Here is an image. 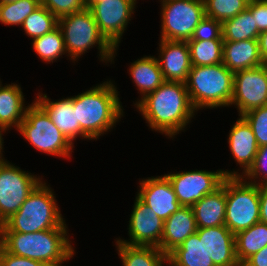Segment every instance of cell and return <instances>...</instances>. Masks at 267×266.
I'll return each instance as SVG.
<instances>
[{
    "instance_id": "1",
    "label": "cell",
    "mask_w": 267,
    "mask_h": 266,
    "mask_svg": "<svg viewBox=\"0 0 267 266\" xmlns=\"http://www.w3.org/2000/svg\"><path fill=\"white\" fill-rule=\"evenodd\" d=\"M135 107L152 131L165 134L172 140L179 132L186 131L197 114L184 82L165 81Z\"/></svg>"
},
{
    "instance_id": "2",
    "label": "cell",
    "mask_w": 267,
    "mask_h": 266,
    "mask_svg": "<svg viewBox=\"0 0 267 266\" xmlns=\"http://www.w3.org/2000/svg\"><path fill=\"white\" fill-rule=\"evenodd\" d=\"M117 87L111 80L74 96V110L81 130L92 140L116 127L124 116Z\"/></svg>"
},
{
    "instance_id": "3",
    "label": "cell",
    "mask_w": 267,
    "mask_h": 266,
    "mask_svg": "<svg viewBox=\"0 0 267 266\" xmlns=\"http://www.w3.org/2000/svg\"><path fill=\"white\" fill-rule=\"evenodd\" d=\"M67 229L56 227L34 233L0 232V245L13 255L37 260L47 266H63L75 255Z\"/></svg>"
},
{
    "instance_id": "4",
    "label": "cell",
    "mask_w": 267,
    "mask_h": 266,
    "mask_svg": "<svg viewBox=\"0 0 267 266\" xmlns=\"http://www.w3.org/2000/svg\"><path fill=\"white\" fill-rule=\"evenodd\" d=\"M50 185L41 181L19 210L0 225V232L34 233L67 227Z\"/></svg>"
},
{
    "instance_id": "5",
    "label": "cell",
    "mask_w": 267,
    "mask_h": 266,
    "mask_svg": "<svg viewBox=\"0 0 267 266\" xmlns=\"http://www.w3.org/2000/svg\"><path fill=\"white\" fill-rule=\"evenodd\" d=\"M58 27L62 32L65 49L69 59L74 63L90 48L98 49V58L105 64H114L117 47H113L100 33L93 14L88 8L58 18ZM84 53V54H83Z\"/></svg>"
},
{
    "instance_id": "6",
    "label": "cell",
    "mask_w": 267,
    "mask_h": 266,
    "mask_svg": "<svg viewBox=\"0 0 267 266\" xmlns=\"http://www.w3.org/2000/svg\"><path fill=\"white\" fill-rule=\"evenodd\" d=\"M196 111L229 107L233 95L234 73L223 63L192 66L185 82Z\"/></svg>"
},
{
    "instance_id": "7",
    "label": "cell",
    "mask_w": 267,
    "mask_h": 266,
    "mask_svg": "<svg viewBox=\"0 0 267 266\" xmlns=\"http://www.w3.org/2000/svg\"><path fill=\"white\" fill-rule=\"evenodd\" d=\"M17 131L41 153L71 158L75 147L53 124L47 113L33 100Z\"/></svg>"
},
{
    "instance_id": "8",
    "label": "cell",
    "mask_w": 267,
    "mask_h": 266,
    "mask_svg": "<svg viewBox=\"0 0 267 266\" xmlns=\"http://www.w3.org/2000/svg\"><path fill=\"white\" fill-rule=\"evenodd\" d=\"M260 222L258 185L242 177H226L225 226L235 235Z\"/></svg>"
},
{
    "instance_id": "9",
    "label": "cell",
    "mask_w": 267,
    "mask_h": 266,
    "mask_svg": "<svg viewBox=\"0 0 267 266\" xmlns=\"http://www.w3.org/2000/svg\"><path fill=\"white\" fill-rule=\"evenodd\" d=\"M160 39L188 41L206 17L204 0H162Z\"/></svg>"
},
{
    "instance_id": "10",
    "label": "cell",
    "mask_w": 267,
    "mask_h": 266,
    "mask_svg": "<svg viewBox=\"0 0 267 266\" xmlns=\"http://www.w3.org/2000/svg\"><path fill=\"white\" fill-rule=\"evenodd\" d=\"M171 182L181 206L192 207L205 195L218 189L225 177H240V172L231 170H190L164 174Z\"/></svg>"
},
{
    "instance_id": "11",
    "label": "cell",
    "mask_w": 267,
    "mask_h": 266,
    "mask_svg": "<svg viewBox=\"0 0 267 266\" xmlns=\"http://www.w3.org/2000/svg\"><path fill=\"white\" fill-rule=\"evenodd\" d=\"M42 180L7 160L0 162V225L19 210Z\"/></svg>"
},
{
    "instance_id": "12",
    "label": "cell",
    "mask_w": 267,
    "mask_h": 266,
    "mask_svg": "<svg viewBox=\"0 0 267 266\" xmlns=\"http://www.w3.org/2000/svg\"><path fill=\"white\" fill-rule=\"evenodd\" d=\"M231 105L237 108L238 116L252 109L267 106V65L234 73Z\"/></svg>"
},
{
    "instance_id": "13",
    "label": "cell",
    "mask_w": 267,
    "mask_h": 266,
    "mask_svg": "<svg viewBox=\"0 0 267 266\" xmlns=\"http://www.w3.org/2000/svg\"><path fill=\"white\" fill-rule=\"evenodd\" d=\"M135 9L134 0H101L95 3L90 11L100 33L113 47L119 48Z\"/></svg>"
},
{
    "instance_id": "14",
    "label": "cell",
    "mask_w": 267,
    "mask_h": 266,
    "mask_svg": "<svg viewBox=\"0 0 267 266\" xmlns=\"http://www.w3.org/2000/svg\"><path fill=\"white\" fill-rule=\"evenodd\" d=\"M128 222L127 229L130 238L128 240L116 238L119 242L131 246L160 247L164 221L137 195Z\"/></svg>"
},
{
    "instance_id": "15",
    "label": "cell",
    "mask_w": 267,
    "mask_h": 266,
    "mask_svg": "<svg viewBox=\"0 0 267 266\" xmlns=\"http://www.w3.org/2000/svg\"><path fill=\"white\" fill-rule=\"evenodd\" d=\"M136 195L163 221L182 207L165 175L140 179Z\"/></svg>"
},
{
    "instance_id": "16",
    "label": "cell",
    "mask_w": 267,
    "mask_h": 266,
    "mask_svg": "<svg viewBox=\"0 0 267 266\" xmlns=\"http://www.w3.org/2000/svg\"><path fill=\"white\" fill-rule=\"evenodd\" d=\"M34 101L47 113L53 124L74 145L76 138L91 140L77 123L74 96L51 101L47 94L38 93Z\"/></svg>"
},
{
    "instance_id": "17",
    "label": "cell",
    "mask_w": 267,
    "mask_h": 266,
    "mask_svg": "<svg viewBox=\"0 0 267 266\" xmlns=\"http://www.w3.org/2000/svg\"><path fill=\"white\" fill-rule=\"evenodd\" d=\"M157 60L165 81L186 82L192 68L187 41H159Z\"/></svg>"
},
{
    "instance_id": "18",
    "label": "cell",
    "mask_w": 267,
    "mask_h": 266,
    "mask_svg": "<svg viewBox=\"0 0 267 266\" xmlns=\"http://www.w3.org/2000/svg\"><path fill=\"white\" fill-rule=\"evenodd\" d=\"M205 249L215 266H241L235 253V235L225 226L198 228Z\"/></svg>"
},
{
    "instance_id": "19",
    "label": "cell",
    "mask_w": 267,
    "mask_h": 266,
    "mask_svg": "<svg viewBox=\"0 0 267 266\" xmlns=\"http://www.w3.org/2000/svg\"><path fill=\"white\" fill-rule=\"evenodd\" d=\"M231 127L228 144L237 165H240L241 170L243 169L240 173L241 177L252 166L259 146L250 125L242 116H239Z\"/></svg>"
},
{
    "instance_id": "20",
    "label": "cell",
    "mask_w": 267,
    "mask_h": 266,
    "mask_svg": "<svg viewBox=\"0 0 267 266\" xmlns=\"http://www.w3.org/2000/svg\"><path fill=\"white\" fill-rule=\"evenodd\" d=\"M197 224L191 207L182 206L164 221L159 249L169 255L191 234L197 231Z\"/></svg>"
},
{
    "instance_id": "21",
    "label": "cell",
    "mask_w": 267,
    "mask_h": 266,
    "mask_svg": "<svg viewBox=\"0 0 267 266\" xmlns=\"http://www.w3.org/2000/svg\"><path fill=\"white\" fill-rule=\"evenodd\" d=\"M197 228L225 225L226 177L213 193L205 195L192 207Z\"/></svg>"
},
{
    "instance_id": "22",
    "label": "cell",
    "mask_w": 267,
    "mask_h": 266,
    "mask_svg": "<svg viewBox=\"0 0 267 266\" xmlns=\"http://www.w3.org/2000/svg\"><path fill=\"white\" fill-rule=\"evenodd\" d=\"M222 63L233 73L264 65L258 40L223 42Z\"/></svg>"
},
{
    "instance_id": "23",
    "label": "cell",
    "mask_w": 267,
    "mask_h": 266,
    "mask_svg": "<svg viewBox=\"0 0 267 266\" xmlns=\"http://www.w3.org/2000/svg\"><path fill=\"white\" fill-rule=\"evenodd\" d=\"M24 96L20 85L11 83L3 86L0 80V126L7 130L18 129L28 107Z\"/></svg>"
},
{
    "instance_id": "24",
    "label": "cell",
    "mask_w": 267,
    "mask_h": 266,
    "mask_svg": "<svg viewBox=\"0 0 267 266\" xmlns=\"http://www.w3.org/2000/svg\"><path fill=\"white\" fill-rule=\"evenodd\" d=\"M128 68L129 75H131V79L135 84L134 86L137 87V90L142 96L135 101L134 106L165 82L159 62L154 56L145 55L132 62Z\"/></svg>"
},
{
    "instance_id": "25",
    "label": "cell",
    "mask_w": 267,
    "mask_h": 266,
    "mask_svg": "<svg viewBox=\"0 0 267 266\" xmlns=\"http://www.w3.org/2000/svg\"><path fill=\"white\" fill-rule=\"evenodd\" d=\"M169 266H215L197 232L168 255Z\"/></svg>"
},
{
    "instance_id": "26",
    "label": "cell",
    "mask_w": 267,
    "mask_h": 266,
    "mask_svg": "<svg viewBox=\"0 0 267 266\" xmlns=\"http://www.w3.org/2000/svg\"><path fill=\"white\" fill-rule=\"evenodd\" d=\"M122 266H165L168 256L158 247L131 246L115 240Z\"/></svg>"
},
{
    "instance_id": "27",
    "label": "cell",
    "mask_w": 267,
    "mask_h": 266,
    "mask_svg": "<svg viewBox=\"0 0 267 266\" xmlns=\"http://www.w3.org/2000/svg\"><path fill=\"white\" fill-rule=\"evenodd\" d=\"M267 245V224L258 222L235 234V253L242 265L250 256Z\"/></svg>"
},
{
    "instance_id": "28",
    "label": "cell",
    "mask_w": 267,
    "mask_h": 266,
    "mask_svg": "<svg viewBox=\"0 0 267 266\" xmlns=\"http://www.w3.org/2000/svg\"><path fill=\"white\" fill-rule=\"evenodd\" d=\"M259 34L253 15L247 8L222 23L223 42L258 40Z\"/></svg>"
},
{
    "instance_id": "29",
    "label": "cell",
    "mask_w": 267,
    "mask_h": 266,
    "mask_svg": "<svg viewBox=\"0 0 267 266\" xmlns=\"http://www.w3.org/2000/svg\"><path fill=\"white\" fill-rule=\"evenodd\" d=\"M31 44L38 57L48 64L60 60L62 55L67 54L62 32L58 26L47 34L32 40Z\"/></svg>"
},
{
    "instance_id": "30",
    "label": "cell",
    "mask_w": 267,
    "mask_h": 266,
    "mask_svg": "<svg viewBox=\"0 0 267 266\" xmlns=\"http://www.w3.org/2000/svg\"><path fill=\"white\" fill-rule=\"evenodd\" d=\"M192 66H208L223 61V40L187 41Z\"/></svg>"
},
{
    "instance_id": "31",
    "label": "cell",
    "mask_w": 267,
    "mask_h": 266,
    "mask_svg": "<svg viewBox=\"0 0 267 266\" xmlns=\"http://www.w3.org/2000/svg\"><path fill=\"white\" fill-rule=\"evenodd\" d=\"M58 26V18L40 5L22 23L25 34L32 40L47 34Z\"/></svg>"
},
{
    "instance_id": "32",
    "label": "cell",
    "mask_w": 267,
    "mask_h": 266,
    "mask_svg": "<svg viewBox=\"0 0 267 266\" xmlns=\"http://www.w3.org/2000/svg\"><path fill=\"white\" fill-rule=\"evenodd\" d=\"M40 0H17L0 4V22L5 26H21L23 21L39 6Z\"/></svg>"
},
{
    "instance_id": "33",
    "label": "cell",
    "mask_w": 267,
    "mask_h": 266,
    "mask_svg": "<svg viewBox=\"0 0 267 266\" xmlns=\"http://www.w3.org/2000/svg\"><path fill=\"white\" fill-rule=\"evenodd\" d=\"M205 15L223 23L247 8L246 0H204Z\"/></svg>"
},
{
    "instance_id": "34",
    "label": "cell",
    "mask_w": 267,
    "mask_h": 266,
    "mask_svg": "<svg viewBox=\"0 0 267 266\" xmlns=\"http://www.w3.org/2000/svg\"><path fill=\"white\" fill-rule=\"evenodd\" d=\"M241 116L250 125L258 146L267 145V106L252 109Z\"/></svg>"
},
{
    "instance_id": "35",
    "label": "cell",
    "mask_w": 267,
    "mask_h": 266,
    "mask_svg": "<svg viewBox=\"0 0 267 266\" xmlns=\"http://www.w3.org/2000/svg\"><path fill=\"white\" fill-rule=\"evenodd\" d=\"M241 177L256 185L267 183V145L259 147L252 166Z\"/></svg>"
},
{
    "instance_id": "36",
    "label": "cell",
    "mask_w": 267,
    "mask_h": 266,
    "mask_svg": "<svg viewBox=\"0 0 267 266\" xmlns=\"http://www.w3.org/2000/svg\"><path fill=\"white\" fill-rule=\"evenodd\" d=\"M223 40L222 23L205 17L194 29L193 35L188 41Z\"/></svg>"
},
{
    "instance_id": "37",
    "label": "cell",
    "mask_w": 267,
    "mask_h": 266,
    "mask_svg": "<svg viewBox=\"0 0 267 266\" xmlns=\"http://www.w3.org/2000/svg\"><path fill=\"white\" fill-rule=\"evenodd\" d=\"M40 3L57 18L82 11L86 7L85 0H40Z\"/></svg>"
},
{
    "instance_id": "38",
    "label": "cell",
    "mask_w": 267,
    "mask_h": 266,
    "mask_svg": "<svg viewBox=\"0 0 267 266\" xmlns=\"http://www.w3.org/2000/svg\"><path fill=\"white\" fill-rule=\"evenodd\" d=\"M247 9L252 13L258 31H267V2L266 0H255L248 2Z\"/></svg>"
},
{
    "instance_id": "39",
    "label": "cell",
    "mask_w": 267,
    "mask_h": 266,
    "mask_svg": "<svg viewBox=\"0 0 267 266\" xmlns=\"http://www.w3.org/2000/svg\"><path fill=\"white\" fill-rule=\"evenodd\" d=\"M0 266H47L45 263L30 258L13 255L0 245Z\"/></svg>"
},
{
    "instance_id": "40",
    "label": "cell",
    "mask_w": 267,
    "mask_h": 266,
    "mask_svg": "<svg viewBox=\"0 0 267 266\" xmlns=\"http://www.w3.org/2000/svg\"><path fill=\"white\" fill-rule=\"evenodd\" d=\"M241 266H267V245L250 256Z\"/></svg>"
},
{
    "instance_id": "41",
    "label": "cell",
    "mask_w": 267,
    "mask_h": 266,
    "mask_svg": "<svg viewBox=\"0 0 267 266\" xmlns=\"http://www.w3.org/2000/svg\"><path fill=\"white\" fill-rule=\"evenodd\" d=\"M260 197V222L267 224V183L258 185Z\"/></svg>"
},
{
    "instance_id": "42",
    "label": "cell",
    "mask_w": 267,
    "mask_h": 266,
    "mask_svg": "<svg viewBox=\"0 0 267 266\" xmlns=\"http://www.w3.org/2000/svg\"><path fill=\"white\" fill-rule=\"evenodd\" d=\"M258 43L261 59L263 63L267 65V31L259 34Z\"/></svg>"
},
{
    "instance_id": "43",
    "label": "cell",
    "mask_w": 267,
    "mask_h": 266,
    "mask_svg": "<svg viewBox=\"0 0 267 266\" xmlns=\"http://www.w3.org/2000/svg\"><path fill=\"white\" fill-rule=\"evenodd\" d=\"M8 131L5 127L0 126V162L5 161V157L3 156V150H4V139H3V133H6Z\"/></svg>"
},
{
    "instance_id": "44",
    "label": "cell",
    "mask_w": 267,
    "mask_h": 266,
    "mask_svg": "<svg viewBox=\"0 0 267 266\" xmlns=\"http://www.w3.org/2000/svg\"><path fill=\"white\" fill-rule=\"evenodd\" d=\"M99 1L101 0H85V6L86 8L90 9L95 3Z\"/></svg>"
},
{
    "instance_id": "45",
    "label": "cell",
    "mask_w": 267,
    "mask_h": 266,
    "mask_svg": "<svg viewBox=\"0 0 267 266\" xmlns=\"http://www.w3.org/2000/svg\"><path fill=\"white\" fill-rule=\"evenodd\" d=\"M17 0H0V4H5V3H9V2H15Z\"/></svg>"
}]
</instances>
